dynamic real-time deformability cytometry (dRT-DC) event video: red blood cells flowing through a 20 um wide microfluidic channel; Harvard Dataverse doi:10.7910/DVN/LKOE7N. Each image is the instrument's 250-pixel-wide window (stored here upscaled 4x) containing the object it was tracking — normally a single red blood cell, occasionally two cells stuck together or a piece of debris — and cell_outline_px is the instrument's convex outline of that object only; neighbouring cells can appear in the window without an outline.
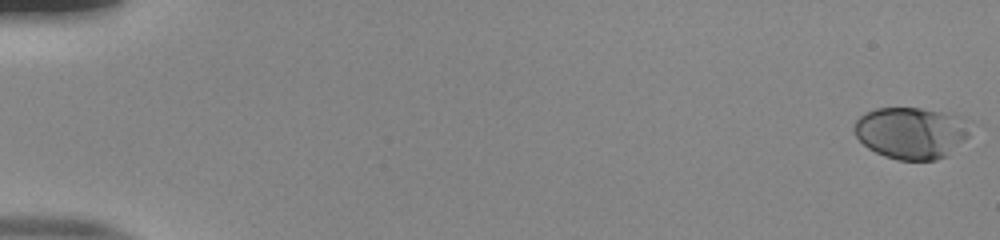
{"species": "human", "species_latin": "Homo sapiens", "temperature_condition": "room temperature", "stored_images_in_passage": 54, "camera_frame_rate_fps": 3000, "um_per_image_px": 0.085, "donor": {"sex": "male"}, "frame": {"image": 1, "passage_image": 1, "time_ms": 0.0, "image_size_px": [1000, 240], "cell_outline_px": [[972, 120], [968, 136], [948, 156], [936, 160], [896, 160], [884, 156], [868, 148], [852, 132], [852, 128], [856, 120], [860, 116], [876, 108], [920, 108], [944, 112], [964, 116]], "centroid_in_image_um": [77.5, 11.29], "position_along_channel_um": 7.5, "area_um2": 35.55}}
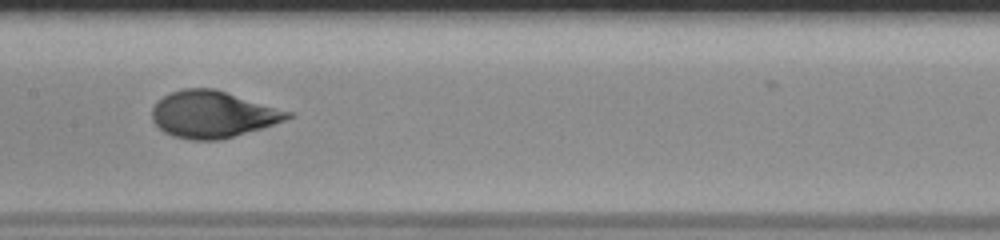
{"frame": {"image": 2, "passage_image": 29, "time_ms": 9.333, "image_size_px": [1000, 240], "cell_outline_px": [[296, 116], [260, 128], [220, 140], [192, 140], [172, 136], [164, 132], [152, 120], [152, 108], [156, 100], [172, 92], [184, 88], [216, 88], [296, 112]], "centroid_in_image_um": [18.12, 9.7], "position_along_channel_um": 189.3, "area_um2": 37.34}}
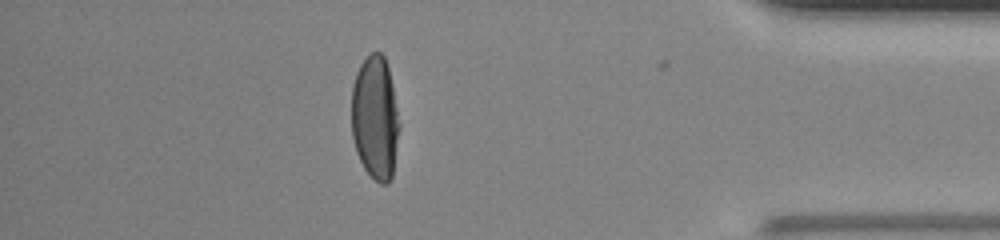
{"frame": {"image": 3, "passage_image": 48, "time_ms": 15.667, "image_size_px": [1000, 240], "cell_outline_px": [[400, 128], [392, 176], [388, 184], [380, 184], [364, 168], [356, 152], [352, 136], [352, 84], [356, 72], [360, 64], [372, 52], [380, 52], [384, 56], [388, 68], [392, 84], [400, 124]], "centroid_in_image_um": [31.89, 10.02], "position_along_channel_um": 403.3, "area_um2": 34.56}, "authors_computed_cell_mechanics": {"area_um2": 35.7493, "velocity_mm_per_s": 3.8924, "shape_relaxation_time_tau1_ms": 4.5638, "shape_relaxation_time_tau2_ms": null, "deformation_change_tau1": 0.2056, "deformation_change_tau2": null}}